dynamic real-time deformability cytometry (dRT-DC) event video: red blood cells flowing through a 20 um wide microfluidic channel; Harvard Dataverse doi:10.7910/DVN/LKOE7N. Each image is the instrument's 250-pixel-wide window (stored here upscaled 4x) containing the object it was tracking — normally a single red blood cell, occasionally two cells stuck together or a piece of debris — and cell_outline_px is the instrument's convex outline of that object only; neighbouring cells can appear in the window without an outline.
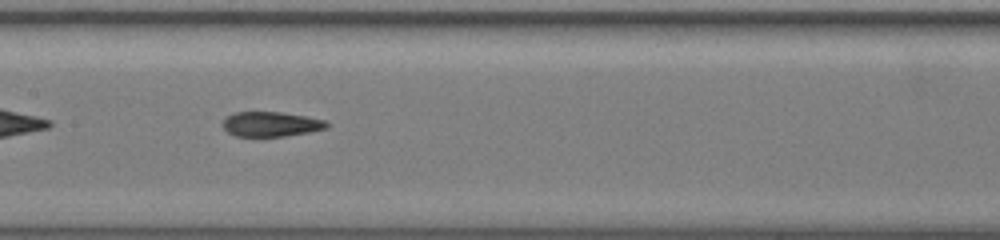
{"species": "common noctule bat (a hibernating species)", "species_latin": "Nyctalus noctula", "temperature_condition": "warm", "stored_images_in_passage": 40, "camera_frame_rate_fps": 3000, "um_per_image_px": 0.085, "animal": {"sex": "female", "body_mass_g": 19.5, "forearm_length_mm": 54.1}, "frame": {"image": 1, "passage_image": 12, "time_ms": 3.667, "image_size_px": [1000, 240], "cell_outline_px": [[332, 124], [328, 128], [308, 132], [284, 136], [236, 136], [228, 132], [220, 124], [228, 116], [236, 112], [280, 112], [308, 116], [324, 120]], "centroid_in_image_um": [23.07, 10.55], "position_along_channel_um": 184.3, "area_um2": 15.09}}
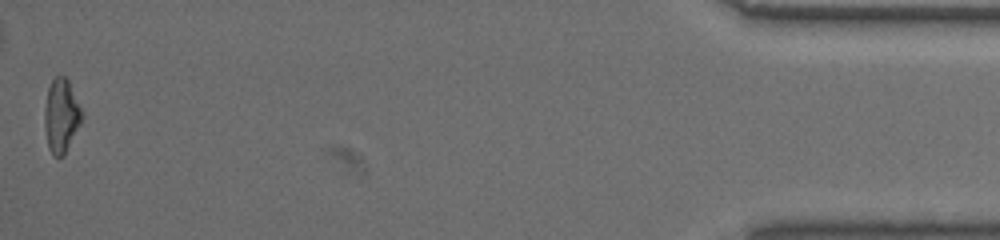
{"frame": {"image": 2, "passage_image": 40, "time_ms": 13.0, "image_size_px": [1000, 240], "cell_outline_px": [[80, 124], [64, 156], [52, 156], [48, 148], [44, 128], [44, 108], [48, 88], [52, 80], [56, 76], [64, 76], [68, 80], [80, 108]], "centroid_in_image_um": [5.16, 9.87], "position_along_channel_um": 430.0, "area_um2": 15.78}, "authors_computed_cell_mechanics": {"area_um2": 15.4904, "velocity_mm_per_s": 3.5424, "shape_relaxation_time_tau1_ms": 4.2376, "shape_relaxation_time_tau2_ms": 1.7514, "deformation_change_tau1": 0.1975, "deformation_change_tau2": 0.1023}}